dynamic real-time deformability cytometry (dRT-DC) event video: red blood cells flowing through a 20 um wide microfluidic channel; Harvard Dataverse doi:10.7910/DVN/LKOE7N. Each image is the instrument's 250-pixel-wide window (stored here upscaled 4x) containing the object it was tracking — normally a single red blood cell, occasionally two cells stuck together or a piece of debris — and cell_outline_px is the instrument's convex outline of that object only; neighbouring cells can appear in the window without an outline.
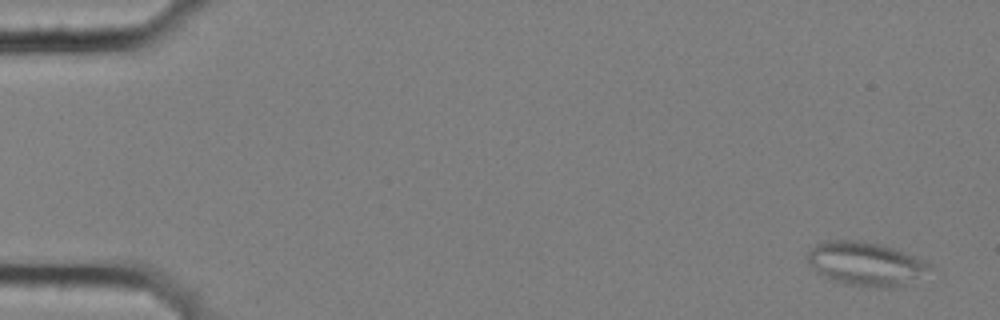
{"species": "common noctule bat (a hibernating species)", "species_latin": "Nyctalus noctula", "temperature_condition": "cold", "stored_images_in_passage": 6, "camera_frame_rate_fps": 3000, "um_per_image_px": 0.085, "animal": {"sex": "female", "body_mass_g": 25.1}, "frame": {"image": 1, "passage_image": 1, "time_ms": 0.0, "image_size_px": [1000, 320], "cell_outline_px": [[932, 268], [904, 284], [888, 288], [876, 288], [848, 284], [832, 280], [816, 272], [808, 264], [804, 256], [816, 244], [828, 240], [860, 240], [880, 244], [892, 248], [924, 260], [932, 264]], "centroid_in_image_um": [73.51, 22.41], "position_along_channel_um": 11.5, "area_um2": 30.92}}
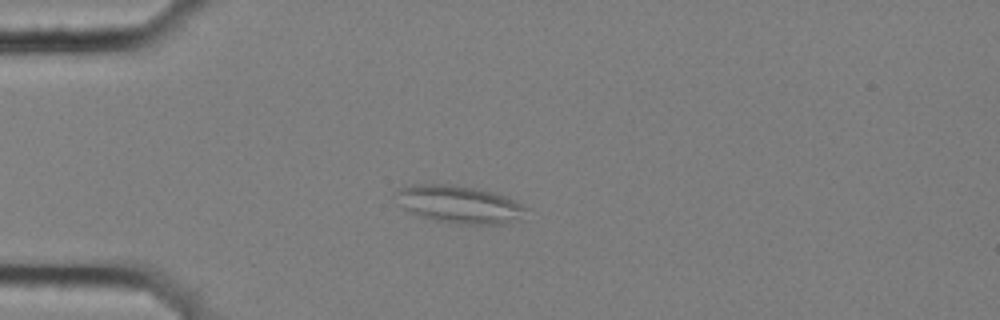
{"frame": {"image": 2, "passage_image": 5, "time_ms": 1.333, "image_size_px": [1000, 320], "cell_outline_px": [[532, 208], [520, 220], [504, 224], [448, 224], [432, 220], [420, 216], [396, 204], [392, 196], [400, 188], [416, 184], [452, 184], [476, 188], [492, 192], [504, 196]], "centroid_in_image_um": [39.05, 17.39], "position_along_channel_um": 46.0, "area_um2": 29.25}}